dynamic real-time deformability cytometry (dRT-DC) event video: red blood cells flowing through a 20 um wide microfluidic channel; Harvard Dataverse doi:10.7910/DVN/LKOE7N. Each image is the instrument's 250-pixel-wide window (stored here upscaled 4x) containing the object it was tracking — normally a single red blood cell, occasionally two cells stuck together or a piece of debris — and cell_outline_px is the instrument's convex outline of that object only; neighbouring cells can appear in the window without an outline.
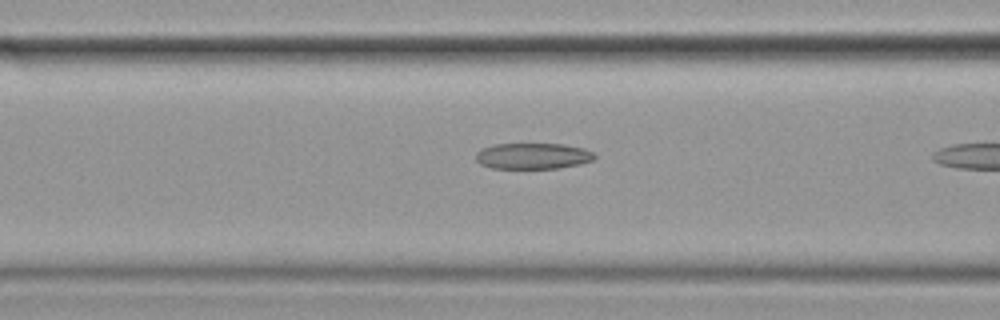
{"species": "common noctule bat (a hibernating species)", "species_latin": "Nyctalus noctula", "temperature_condition": "cold", "stored_images_in_passage": 10, "camera_frame_rate_fps": 3000, "um_per_image_px": 0.085, "animal": {"sex": "female", "body_mass_g": 19.9}, "frame": {"image": 1, "passage_image": 9, "time_ms": 2.667, "image_size_px": [1000, 320], "cell_outline_px": [[596, 156], [592, 160], [580, 164], [556, 168], [492, 168], [480, 164], [476, 160], [476, 152], [480, 148], [492, 144], [564, 144], [584, 148], [592, 152]], "centroid_in_image_um": [45.26, 13.25], "position_along_channel_um": 121.3, "area_um2": 18.03}}